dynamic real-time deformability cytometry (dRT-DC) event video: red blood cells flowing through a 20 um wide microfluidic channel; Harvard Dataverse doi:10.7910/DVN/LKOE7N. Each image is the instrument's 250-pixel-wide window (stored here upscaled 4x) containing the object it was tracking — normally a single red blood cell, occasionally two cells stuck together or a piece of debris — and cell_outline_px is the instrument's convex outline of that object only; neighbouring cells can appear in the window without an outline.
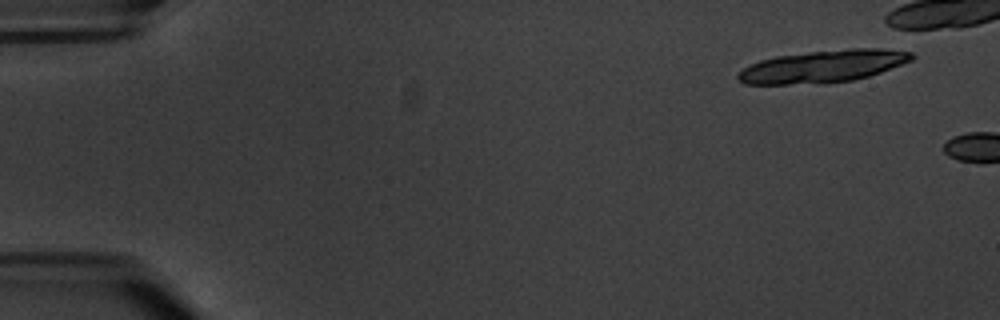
{"species": "common noctule bat (a hibernating species)", "species_latin": "Nyctalus noctula", "temperature_condition": "warm", "stored_images_in_passage": 2, "camera_frame_rate_fps": 3000, "um_per_image_px": 0.085, "animal": {"sex": "male", "body_mass_g": 20.1, "forearm_length_mm": 53.5}, "frame": {"image": 1, "passage_image": 1, "time_ms": 0.0, "image_size_px": [1000, 320], "cell_outline_px": [[916, 56], [912, 60], [880, 72], [868, 76], [852, 80], [788, 84], [744, 84], [736, 76], [744, 68], [760, 60], [776, 56], [812, 52], [852, 48], [880, 48], [912, 52]], "centroid_in_image_um": [69.98, 5.62], "position_along_channel_um": 15.0, "area_um2": 32.02}}